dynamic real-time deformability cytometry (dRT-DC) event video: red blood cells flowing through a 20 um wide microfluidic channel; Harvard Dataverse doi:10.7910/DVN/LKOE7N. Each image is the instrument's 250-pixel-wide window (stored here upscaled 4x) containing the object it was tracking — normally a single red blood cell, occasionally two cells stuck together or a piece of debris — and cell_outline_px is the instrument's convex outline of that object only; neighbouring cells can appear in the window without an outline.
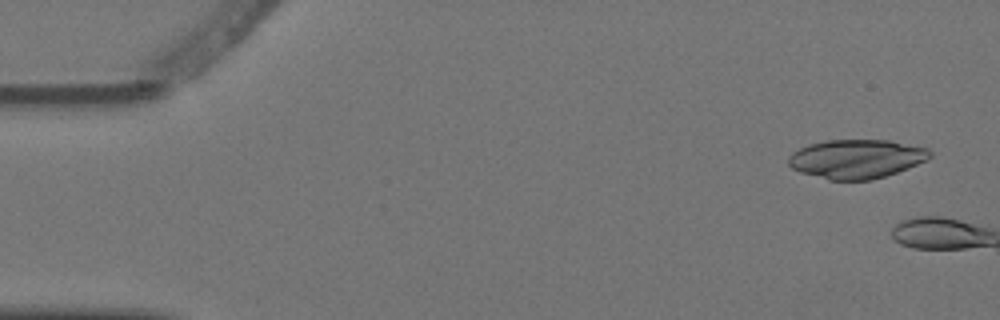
{"species": "Egyptian fruit bat (a non-hibernating species)", "species_latin": "Rousettus aegyptiacus", "temperature_condition": "warm", "stored_images_in_passage": 6, "camera_frame_rate_fps": 3000, "um_per_image_px": 0.085, "animal": {"sex": "female"}, "frame": {"image": 1, "passage_image": 1, "time_ms": 0.0, "image_size_px": [1000, 320], "cell_outline_px": [[932, 156], [908, 168], [872, 180], [828, 180], [800, 172], [792, 168], [788, 164], [788, 156], [792, 152], [808, 144], [824, 140], [888, 140], [928, 148], [932, 152]], "centroid_in_image_um": [72.76, 13.5], "position_along_channel_um": 12.2, "area_um2": 32.14}}